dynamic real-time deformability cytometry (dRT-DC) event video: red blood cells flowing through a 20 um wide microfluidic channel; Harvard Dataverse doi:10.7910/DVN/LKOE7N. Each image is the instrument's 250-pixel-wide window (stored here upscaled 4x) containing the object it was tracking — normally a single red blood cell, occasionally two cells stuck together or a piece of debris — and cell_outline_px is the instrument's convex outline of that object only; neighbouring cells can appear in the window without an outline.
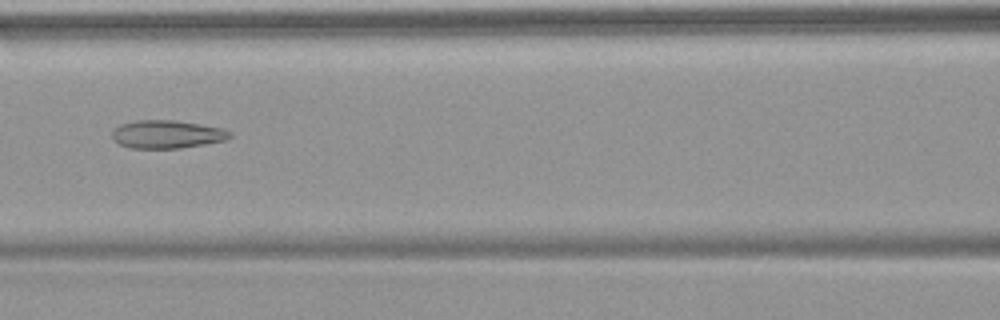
{"species": "common noctule bat (a hibernating species)", "species_latin": "Nyctalus noctula", "temperature_condition": "warm", "stored_images_in_passage": 40, "camera_frame_rate_fps": 3000, "um_per_image_px": 0.085, "animal": {"sex": "female", "body_mass_g": 18.4}, "frame": {"image": 1, "passage_image": 11, "time_ms": 3.333, "image_size_px": [1000, 320], "cell_outline_px": [[232, 136], [224, 140], [204, 144], [180, 148], [132, 148], [120, 144], [112, 140], [112, 132], [120, 124], [136, 120], [176, 120], [224, 128], [232, 132]], "centroid_in_image_um": [14.2, 11.4], "position_along_channel_um": 152.4, "area_um2": 19.31}}
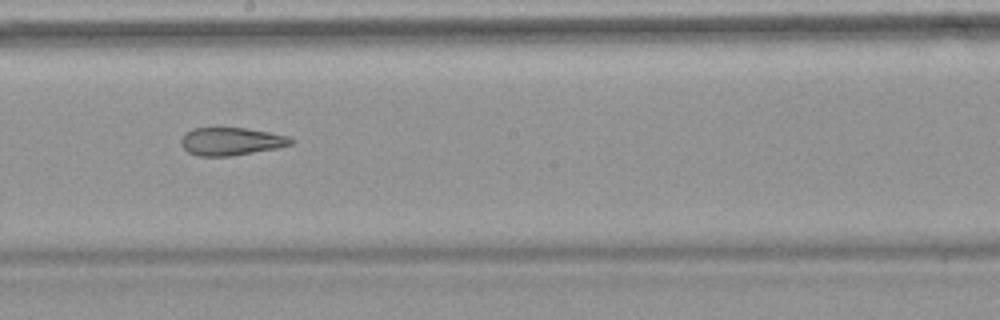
{"frame": {"image": 2, "passage_image": 17, "time_ms": 5.333, "image_size_px": [1000, 320], "cell_outline_px": [[296, 140], [292, 144], [276, 148], [232, 156], [200, 156], [188, 152], [180, 144], [180, 140], [184, 132], [192, 128], [216, 124], [244, 128], [268, 132], [288, 136]], "centroid_in_image_um": [19.57, 11.96], "position_along_channel_um": 228.6, "area_um2": 18.61}}
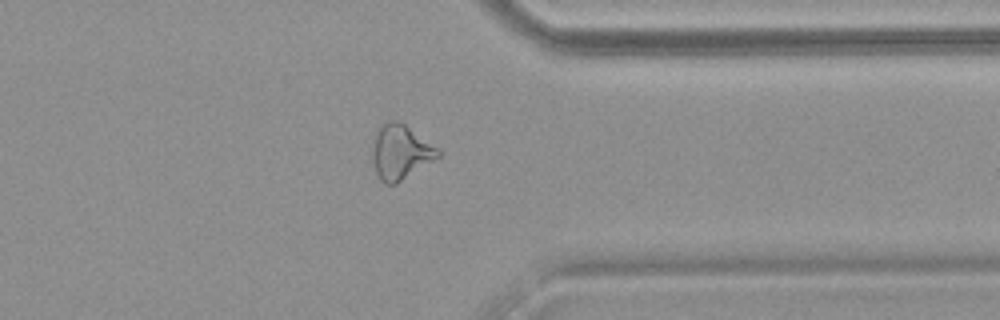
{"frame": {"image": 3, "passage_image": 29, "time_ms": 9.333, "image_size_px": [1000, 320], "cell_outline_px": [[440, 156], [396, 184], [384, 184], [380, 180], [376, 172], [372, 160], [372, 148], [376, 128], [388, 120], [396, 120], [404, 124], [440, 148]], "centroid_in_image_um": [34.02, 12.91], "position_along_channel_um": 377.4, "area_um2": 21.04}, "authors_computed_cell_mechanics": {"area_um2": 20.1722, "velocity_mm_per_s": 3.8287, "shape_relaxation_time_tau1_ms": null, "shape_relaxation_time_tau2_ms": 3.1097, "deformation_change_tau1": null, "deformation_change_tau2": 0.1349}}